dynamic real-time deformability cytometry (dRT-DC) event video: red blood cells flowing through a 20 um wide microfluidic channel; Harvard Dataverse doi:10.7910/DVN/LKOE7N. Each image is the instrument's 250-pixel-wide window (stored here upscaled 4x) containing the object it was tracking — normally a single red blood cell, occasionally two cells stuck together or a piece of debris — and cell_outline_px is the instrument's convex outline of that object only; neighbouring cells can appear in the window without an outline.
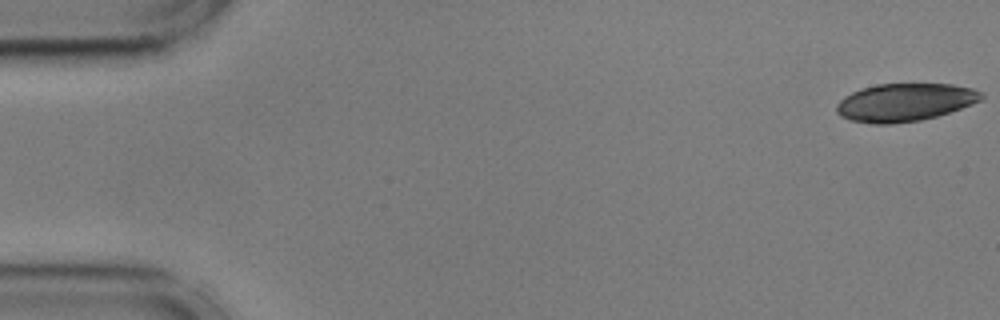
{"species": "common noctule bat (a hibernating species)", "species_latin": "Nyctalus noctula", "temperature_condition": "cold", "stored_images_in_passage": 8, "camera_frame_rate_fps": 3000, "um_per_image_px": 0.085, "animal": {"sex": "male", "body_mass_g": 17.9, "forearm_length_mm": 54.2}, "frame": {"image": 1, "passage_image": 1, "time_ms": 0.0, "image_size_px": [1000, 320], "cell_outline_px": [[984, 96], [980, 100], [972, 104], [936, 116], [920, 120], [892, 124], [872, 124], [848, 120], [840, 116], [836, 112], [836, 104], [844, 96], [860, 88], [876, 84], [952, 84], [972, 88], [980, 92]], "centroid_in_image_um": [76.85, 8.7], "position_along_channel_um": 8.1, "area_um2": 32.02}}